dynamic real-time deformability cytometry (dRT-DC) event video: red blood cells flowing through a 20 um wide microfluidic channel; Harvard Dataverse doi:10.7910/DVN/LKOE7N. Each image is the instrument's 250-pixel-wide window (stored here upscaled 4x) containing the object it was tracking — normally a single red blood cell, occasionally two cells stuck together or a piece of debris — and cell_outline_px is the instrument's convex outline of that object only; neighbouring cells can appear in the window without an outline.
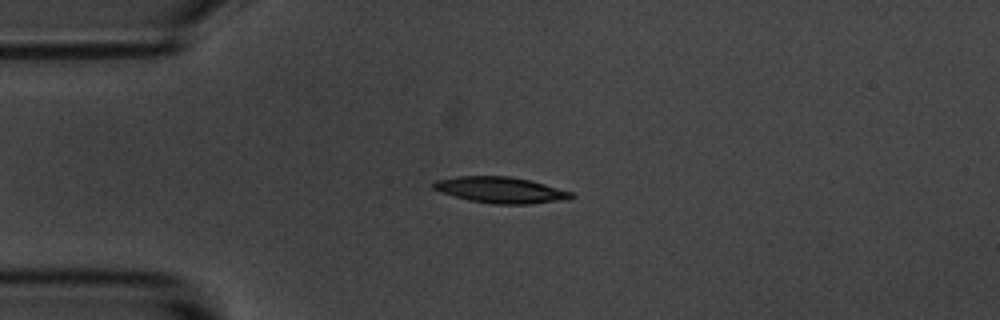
{"species": "common noctule bat (a hibernating species)", "species_latin": "Nyctalus noctula", "temperature_condition": "room temperature", "stored_images_in_passage": 50, "camera_frame_rate_fps": 3000, "um_per_image_px": 0.085, "animal": {"sex": "male", "body_mass_g": 20.1, "forearm_length_mm": 53.5}, "frame": {"image": 1, "passage_image": 13, "time_ms": 4.0, "image_size_px": [1000, 320], "cell_outline_px": [[576, 196], [568, 200], [528, 204], [492, 204], [468, 200], [440, 192], [432, 188], [432, 184], [436, 180], [460, 176], [508, 176], [532, 180], [572, 192]], "centroid_in_image_um": [42.58, 16.15], "position_along_channel_um": 42.4, "area_um2": 21.15}}
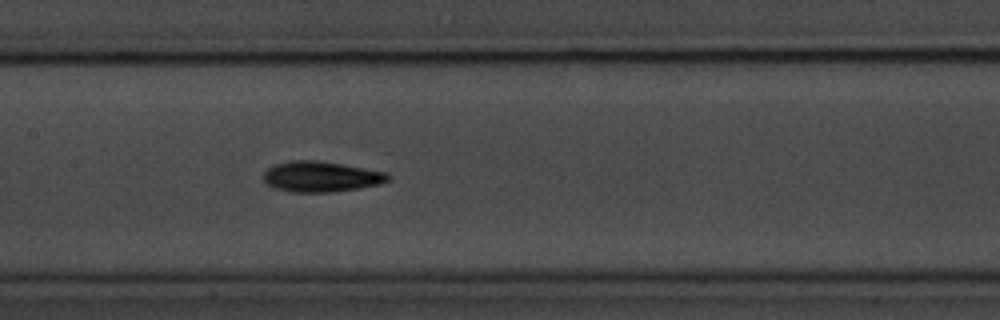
{"frame": {"image": 2, "passage_image": 26, "time_ms": 8.333, "image_size_px": [1000, 320], "cell_outline_px": [[392, 176], [388, 180], [380, 184], [360, 188], [332, 192], [292, 192], [272, 188], [264, 180], [264, 172], [268, 168], [276, 164], [292, 160], [316, 160], [388, 172]], "centroid_in_image_um": [27.3, 15.02], "position_along_channel_um": 180.1, "area_um2": 22.2}}
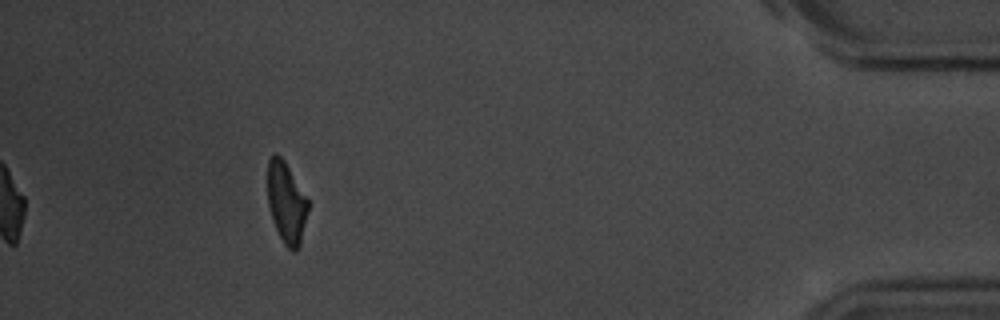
{"frame": {"image": 3, "passage_image": 50, "time_ms": 16.333, "image_size_px": [1000, 320], "cell_outline_px": [[308, 212], [300, 248], [296, 252], [292, 252], [284, 244], [272, 220], [268, 204], [268, 160], [276, 152], [284, 160], [308, 200]], "centroid_in_image_um": [24.35, 17.27], "position_along_channel_um": 410.8, "area_um2": 19.13}, "authors_computed_cell_mechanics": {"area_um2": 20.7213, "velocity_mm_per_s": 3.6351, "shape_relaxation_time_tau1_ms": 2.9899, "shape_relaxation_time_tau2_ms": 6.768, "deformation_change_tau1": 0.1466, "deformation_change_tau2": 0.135}}